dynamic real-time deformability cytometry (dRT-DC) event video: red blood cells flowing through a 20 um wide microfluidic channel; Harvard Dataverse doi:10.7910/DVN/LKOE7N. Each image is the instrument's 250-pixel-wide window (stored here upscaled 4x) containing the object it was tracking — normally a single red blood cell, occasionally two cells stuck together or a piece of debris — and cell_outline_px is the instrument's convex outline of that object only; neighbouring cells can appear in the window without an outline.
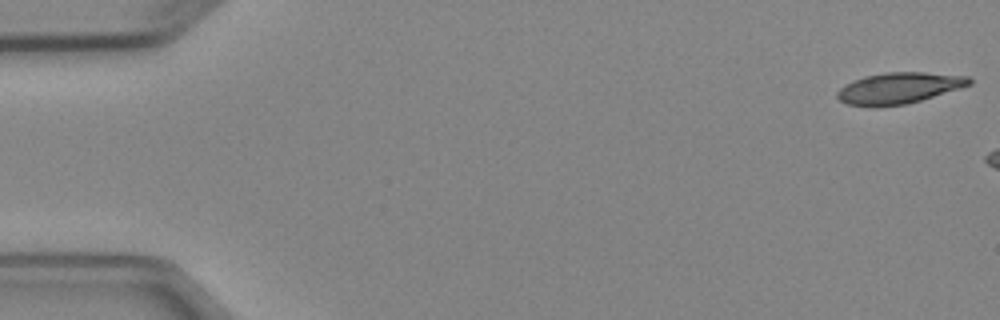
{"species": "Egyptian fruit bat (a non-hibernating species)", "species_latin": "Rousettus aegyptiacus", "temperature_condition": "cold", "stored_images_in_passage": 5, "camera_frame_rate_fps": 3000, "um_per_image_px": 0.085, "animal": {"sex": "female"}, "frame": {"image": 1, "passage_image": 1, "time_ms": 0.0, "image_size_px": [1000, 320], "cell_outline_px": [[972, 84], [960, 88], [908, 104], [872, 108], [848, 104], [840, 100], [836, 96], [836, 92], [844, 84], [864, 76], [888, 72], [924, 72], [968, 76], [972, 80]], "centroid_in_image_um": [76.38, 7.5], "position_along_channel_um": 8.6, "area_um2": 24.22}}